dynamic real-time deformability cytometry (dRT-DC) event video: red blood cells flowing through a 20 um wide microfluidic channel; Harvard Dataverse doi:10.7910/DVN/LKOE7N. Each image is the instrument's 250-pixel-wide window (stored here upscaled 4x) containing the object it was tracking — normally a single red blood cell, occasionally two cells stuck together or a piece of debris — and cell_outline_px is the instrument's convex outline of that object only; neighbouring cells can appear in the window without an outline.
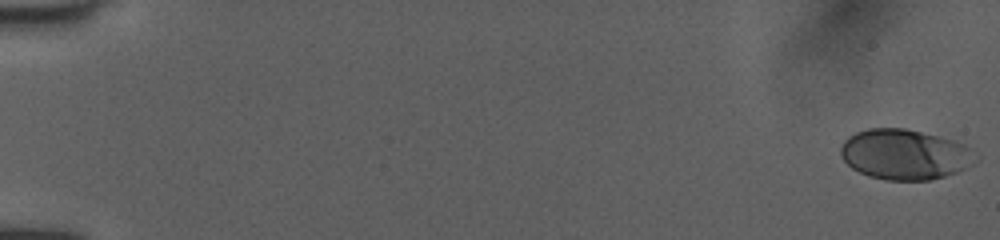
{"species": "human", "species_latin": "Homo sapiens", "temperature_condition": "room temperature", "stored_images_in_passage": 52, "camera_frame_rate_fps": 3000, "um_per_image_px": 0.085, "donor": {"sex": "female"}, "frame": {"image": 1, "passage_image": 1, "time_ms": 0.0, "image_size_px": [1000, 240], "cell_outline_px": [[980, 160], [956, 172], [944, 176], [928, 180], [888, 180], [868, 176], [852, 168], [840, 156], [840, 148], [844, 140], [848, 136], [856, 132], [868, 128], [904, 128], [952, 140], [964, 144], [980, 156]], "centroid_in_image_um": [76.9, 13.13], "position_along_channel_um": 8.1, "area_um2": 39.54}}
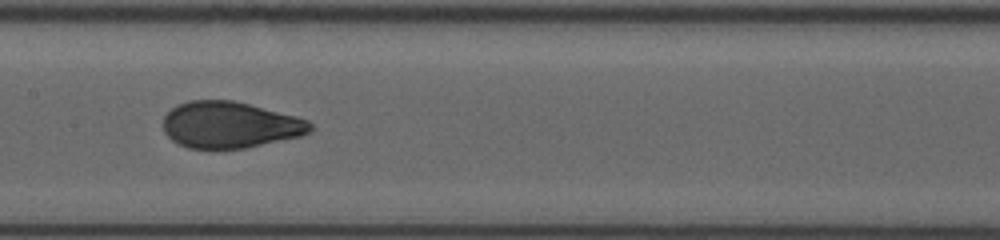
{"frame": {"image": 2, "passage_image": 28, "time_ms": 9.0, "image_size_px": [1000, 240], "cell_outline_px": [[312, 128], [308, 132], [300, 136], [244, 148], [188, 148], [172, 140], [164, 132], [164, 116], [176, 104], [188, 100], [232, 100], [296, 116], [308, 120], [312, 124]], "centroid_in_image_um": [19.52, 10.6], "position_along_channel_um": 187.9, "area_um2": 39.48}}
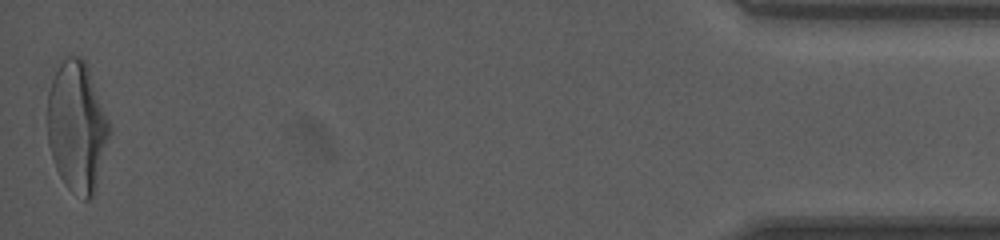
{"frame": {"image": 3, "passage_image": 52, "time_ms": 17.0, "image_size_px": [1000, 240], "cell_outline_px": [[112, 128], [96, 184], [92, 196], [88, 200], [84, 200], [68, 188], [64, 184], [56, 168], [48, 144], [48, 92], [52, 80], [60, 64], [68, 56], [80, 56], [88, 64]], "centroid_in_image_um": [6.56, 10.75], "position_along_channel_um": 428.6, "area_um2": 46.93}, "authors_computed_cell_mechanics": {"area_um2": 40.1999, "velocity_mm_per_s": 4.0354, "shape_relaxation_time_tau1_ms": 4.1381, "shape_relaxation_time_tau2_ms": 0.6731, "deformation_change_tau1": 0.188, "deformation_change_tau2": 0.0614}}